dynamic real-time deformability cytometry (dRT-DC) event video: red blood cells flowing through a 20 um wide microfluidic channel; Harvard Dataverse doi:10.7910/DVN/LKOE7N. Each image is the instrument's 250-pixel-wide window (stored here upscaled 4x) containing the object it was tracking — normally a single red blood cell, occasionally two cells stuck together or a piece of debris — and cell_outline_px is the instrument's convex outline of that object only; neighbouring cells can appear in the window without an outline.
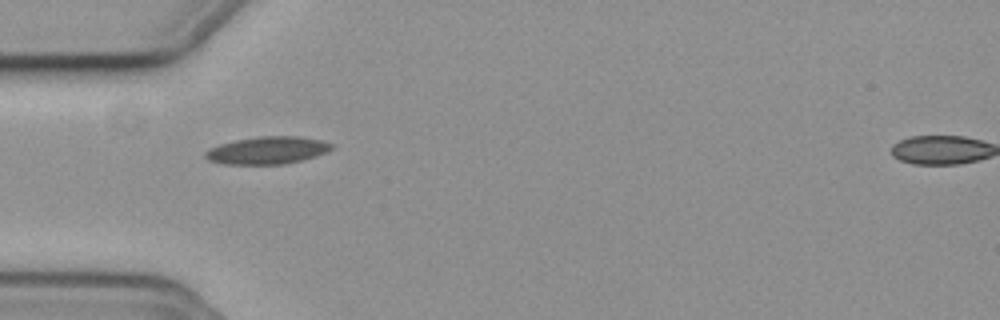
{"species": "common noctule bat (a hibernating species)", "species_latin": "Nyctalus noctula", "temperature_condition": "cold", "stored_images_in_passage": 13, "camera_frame_rate_fps": 3000, "um_per_image_px": 0.085, "animal": {"sex": "female", "body_mass_g": 19.3, "forearm_length_mm": 54.1}, "frame": {"image": 1, "passage_image": 1, "time_ms": 0.0, "image_size_px": [1000, 320], "cell_outline_px": [[336, 144], [332, 148], [316, 156], [304, 160], [284, 164], [224, 164], [208, 160], [204, 156], [204, 152], [208, 148], [220, 144], [236, 140], [260, 136], [300, 136], [320, 140]], "centroid_in_image_um": [22.72, 12.78], "position_along_channel_um": 62.3, "area_um2": 20.29}}
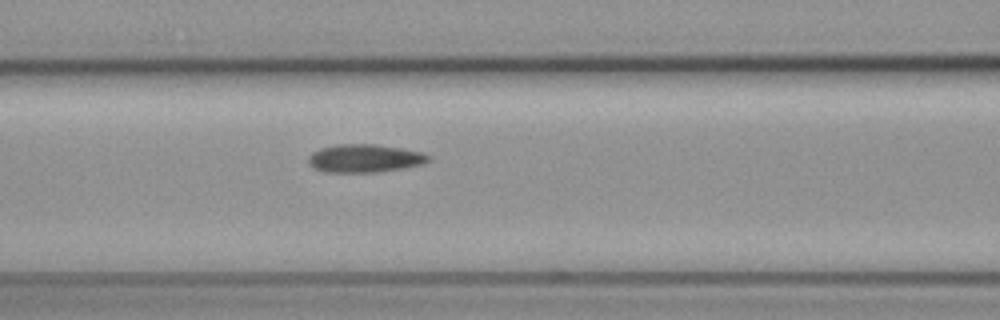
{"frame": {"image": 2, "passage_image": 7, "time_ms": 2.0, "image_size_px": [1000, 320], "cell_outline_px": [[432, 160], [424, 164], [404, 168], [376, 172], [324, 172], [312, 168], [308, 164], [308, 156], [312, 152], [320, 148], [336, 144], [376, 144], [400, 148], [420, 152], [432, 156]], "centroid_in_image_um": [30.99, 13.46], "position_along_channel_um": 135.6, "area_um2": 19.94}}
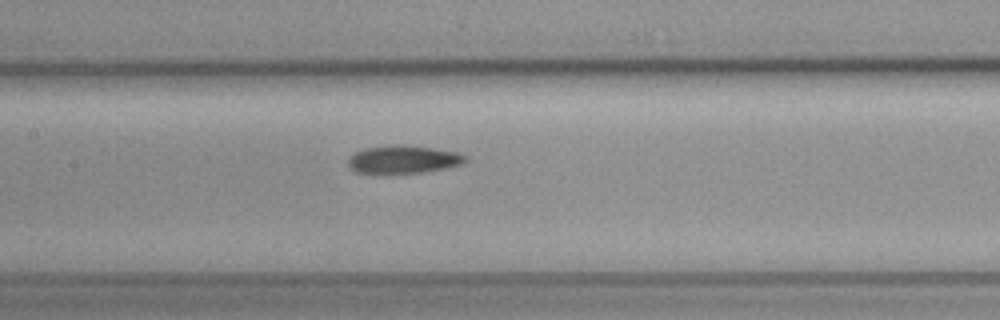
{"frame": {"image": 3, "passage_image": 10, "time_ms": 3.0, "image_size_px": [1000, 320], "cell_outline_px": [[468, 160], [464, 164], [424, 172], [356, 172], [348, 164], [348, 160], [356, 152], [364, 148], [388, 144], [396, 144], [432, 148], [456, 152], [468, 156]], "centroid_in_image_um": [34.33, 13.52], "position_along_channel_um": 173.1, "area_um2": 18.79}}